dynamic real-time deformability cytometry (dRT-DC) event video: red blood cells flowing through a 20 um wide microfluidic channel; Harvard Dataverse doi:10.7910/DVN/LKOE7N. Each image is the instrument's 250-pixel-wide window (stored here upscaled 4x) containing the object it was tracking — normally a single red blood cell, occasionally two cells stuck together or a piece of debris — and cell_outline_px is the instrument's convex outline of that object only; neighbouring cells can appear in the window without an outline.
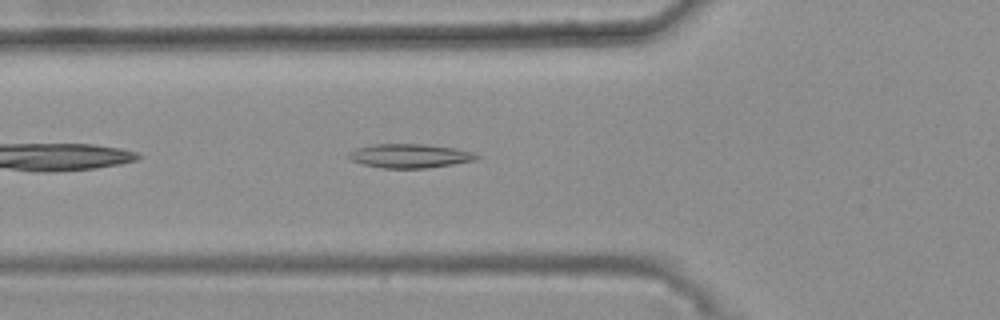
{"species": "common noctule bat (a hibernating species)", "species_latin": "Nyctalus noctula", "temperature_condition": "warm", "stored_images_in_passage": 32, "camera_frame_rate_fps": 3000, "um_per_image_px": 0.085, "animal": {"sex": "female", "body_mass_g": 25.1}, "frame": {"image": 1, "passage_image": 5, "time_ms": 1.333, "image_size_px": [1000, 320], "cell_outline_px": [[480, 156], [476, 160], [452, 164], [424, 168], [384, 168], [364, 164], [352, 160], [348, 156], [348, 152], [356, 148], [372, 144], [424, 144], [452, 148], [472, 152]], "centroid_in_image_um": [34.81, 13.24], "position_along_channel_um": 91.0, "area_um2": 17.63}}
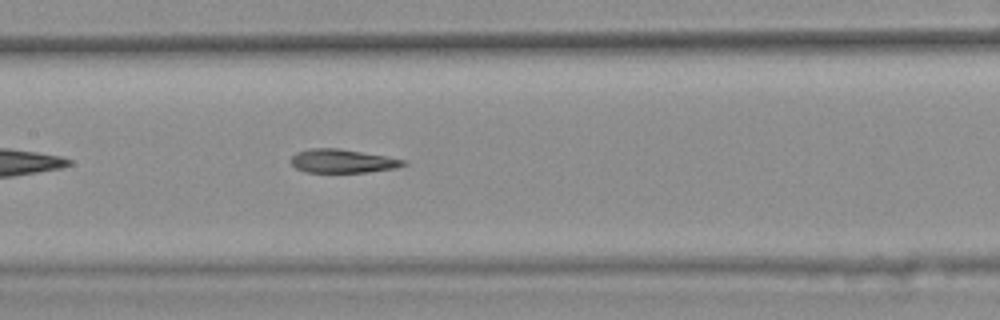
{"frame": {"image": 2, "passage_image": 12, "time_ms": 3.667, "image_size_px": [1000, 320], "cell_outline_px": [[408, 164], [396, 168], [368, 172], [304, 172], [296, 168], [288, 160], [296, 152], [308, 148], [340, 148], [408, 160]], "centroid_in_image_um": [29.11, 13.68], "position_along_channel_um": 178.3, "area_um2": 15.72}}
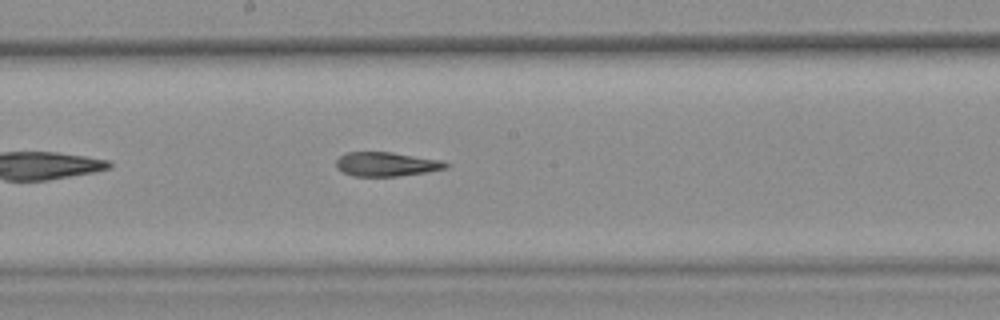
{"frame": {"image": 3, "passage_image": 15, "time_ms": 4.667, "image_size_px": [1000, 320], "cell_outline_px": [[452, 164], [448, 168], [428, 172], [396, 176], [352, 176], [336, 168], [336, 160], [344, 152], [392, 152], [440, 160]], "centroid_in_image_um": [32.86, 13.95], "position_along_channel_um": 215.3, "area_um2": 15.55}, "authors_computed_cell_mechanics": {"area_um2": 16.2996, "velocity_mm_per_s": 3.7267, "shape_relaxation_time_tau1_ms": null, "shape_relaxation_time_tau2_ms": 4.4508, "deformation_change_tau1": null, "deformation_change_tau2": 0.1381}}